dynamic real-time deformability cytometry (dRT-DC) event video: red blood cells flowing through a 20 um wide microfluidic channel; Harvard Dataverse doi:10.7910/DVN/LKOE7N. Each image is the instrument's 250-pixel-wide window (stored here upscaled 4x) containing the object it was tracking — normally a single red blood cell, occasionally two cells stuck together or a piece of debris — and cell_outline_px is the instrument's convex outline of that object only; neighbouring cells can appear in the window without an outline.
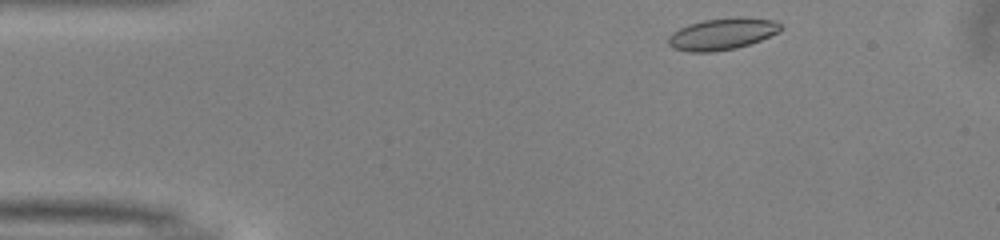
{"species": "common noctule bat (a hibernating species)", "species_latin": "Nyctalus noctula", "temperature_condition": "warm", "stored_images_in_passage": 33, "camera_frame_rate_fps": 3000, "um_per_image_px": 0.085, "animal": {"sex": "male", "body_mass_g": 13.0, "forearm_length_mm": 53.1}, "frame": {"image": 1, "passage_image": 1, "time_ms": 0.0, "image_size_px": [1000, 240], "cell_outline_px": [[784, 28], [780, 32], [760, 40], [736, 48], [712, 52], [688, 52], [672, 48], [668, 44], [668, 36], [672, 32], [688, 24], [704, 20], [736, 16], [744, 16], [776, 20], [784, 24]], "centroid_in_image_um": [61.44, 2.86], "position_along_channel_um": 23.6, "area_um2": 21.21}}
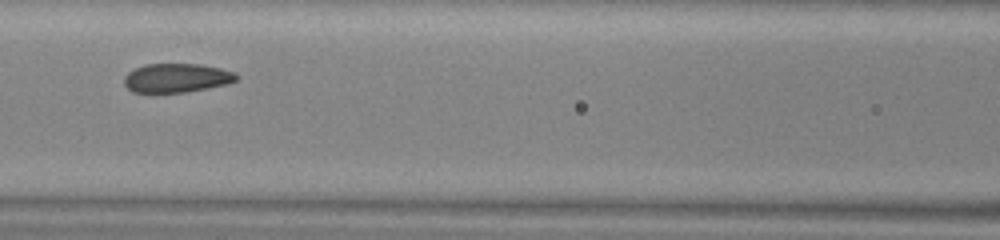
{"frame": {"image": 2, "passage_image": 16, "time_ms": 5.0, "image_size_px": [1000, 240], "cell_outline_px": [[236, 80], [228, 84], [208, 88], [184, 92], [152, 96], [132, 92], [124, 84], [124, 76], [128, 72], [144, 64], [200, 64], [220, 68], [236, 72]], "centroid_in_image_um": [14.94, 6.67], "position_along_channel_um": 151.7, "area_um2": 19.65}}
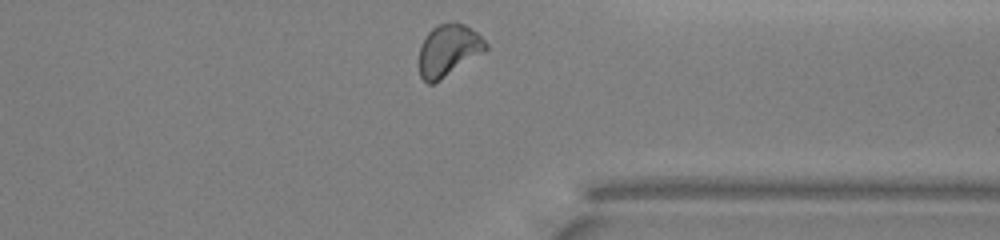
{"frame": {"image": 3, "passage_image": 33, "time_ms": 10.667, "image_size_px": [1000, 240], "cell_outline_px": [[488, 48], [440, 80], [432, 84], [428, 84], [420, 76], [420, 44], [428, 32], [436, 24], [456, 20], [464, 24], [476, 32], [488, 44]], "centroid_in_image_um": [38.09, 4.23], "position_along_channel_um": 373.3, "area_um2": 20.0}, "authors_computed_cell_mechanics": {"area_um2": 19.941, "velocity_mm_per_s": 3.9957, "shape_relaxation_time_tau1_ms": 5.6266, "shape_relaxation_time_tau2_ms": 1.2256, "deformation_change_tau1": 0.1083, "deformation_change_tau2": 0.0687}}